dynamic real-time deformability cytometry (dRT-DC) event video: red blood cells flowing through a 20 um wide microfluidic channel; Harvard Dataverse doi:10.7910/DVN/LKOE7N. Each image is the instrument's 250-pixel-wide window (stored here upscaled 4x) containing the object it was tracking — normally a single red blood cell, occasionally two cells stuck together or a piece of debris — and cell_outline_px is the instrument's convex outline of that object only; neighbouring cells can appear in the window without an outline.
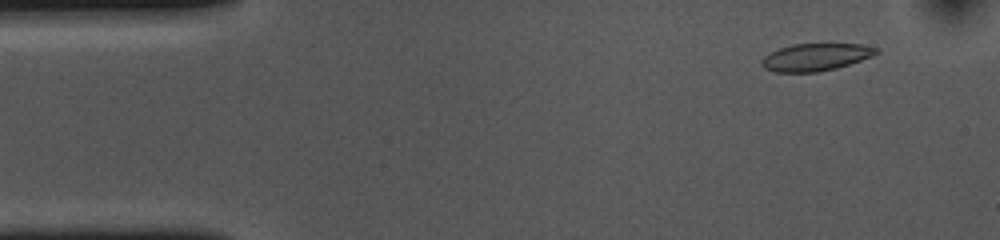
{"species": "common noctule bat (a hibernating species)", "species_latin": "Nyctalus noctula", "temperature_condition": "cold", "stored_images_in_passage": 13, "camera_frame_rate_fps": 3000, "um_per_image_px": 0.085, "animal": {"sex": "female", "body_mass_g": 10.0, "forearm_length_mm": 53.1}, "frame": {"image": 1, "passage_image": 4, "time_ms": 1.0, "image_size_px": [1000, 240], "cell_outline_px": [[880, 52], [872, 56], [836, 68], [820, 72], [776, 72], [764, 68], [760, 64], [760, 60], [768, 52], [792, 44], [860, 44], [880, 48]], "centroid_in_image_um": [69.31, 4.85], "position_along_channel_um": 15.7, "area_um2": 18.38}}